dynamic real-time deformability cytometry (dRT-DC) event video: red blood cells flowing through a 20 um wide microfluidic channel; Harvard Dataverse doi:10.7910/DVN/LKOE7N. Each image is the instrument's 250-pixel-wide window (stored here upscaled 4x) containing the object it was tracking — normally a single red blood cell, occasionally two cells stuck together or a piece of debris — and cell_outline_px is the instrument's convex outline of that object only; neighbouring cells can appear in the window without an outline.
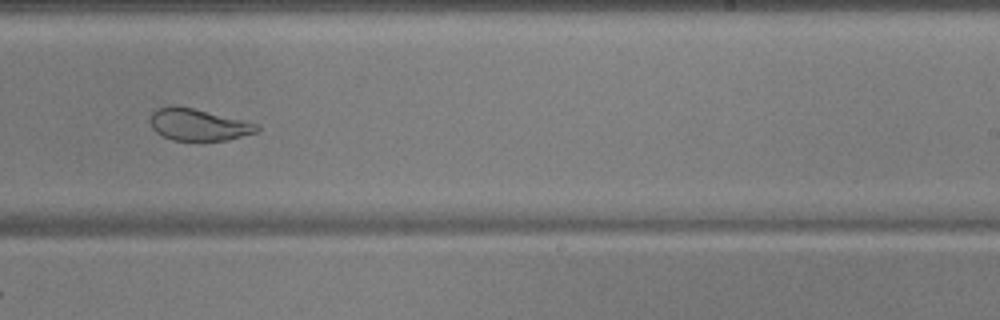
{"species": "common noctule bat (a hibernating species)", "species_latin": "Nyctalus noctula", "temperature_condition": "warm", "stored_images_in_passage": 38, "camera_frame_rate_fps": 3000, "um_per_image_px": 0.085, "animal": {"sex": "male", "body_mass_g": 17.9, "forearm_length_mm": 54.2}, "frame": {"image": 1, "passage_image": 19, "time_ms": 6.0, "image_size_px": [1000, 320], "cell_outline_px": [[260, 128], [256, 132], [228, 140], [200, 144], [172, 140], [156, 132], [152, 128], [148, 120], [152, 112], [156, 108], [168, 104], [176, 104], [260, 124]], "centroid_in_image_um": [16.81, 10.62], "position_along_channel_um": 272.2, "area_um2": 20.87}}
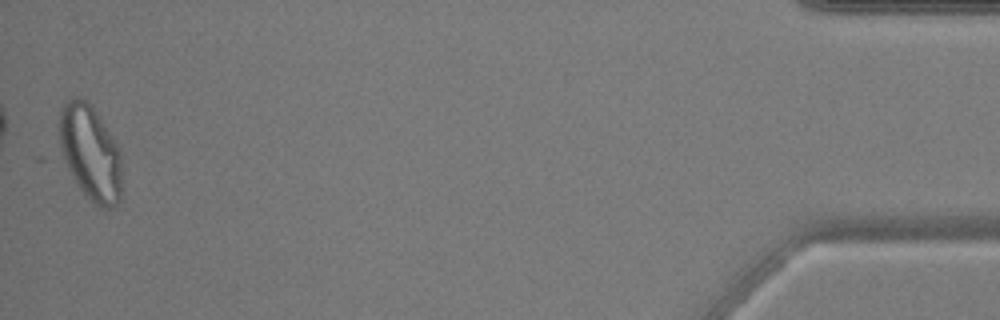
{"frame": {"image": 2, "passage_image": 38, "time_ms": 12.333, "image_size_px": [1000, 320], "cell_outline_px": [[120, 200], [116, 204], [108, 208], [100, 208], [76, 184], [60, 156], [60, 112], [64, 104], [68, 100], [76, 96], [80, 96], [88, 100], [120, 148]], "centroid_in_image_um": [7.66, 12.96], "position_along_channel_um": 427.5, "area_um2": 34.56}, "authors_computed_cell_mechanics": {"area_um2": 21.675, "velocity_mm_per_s": 3.7727, "shape_relaxation_time_tau1_ms": null, "shape_relaxation_time_tau2_ms": 0.9352, "deformation_change_tau1": null, "deformation_change_tau2": 0.0545}}